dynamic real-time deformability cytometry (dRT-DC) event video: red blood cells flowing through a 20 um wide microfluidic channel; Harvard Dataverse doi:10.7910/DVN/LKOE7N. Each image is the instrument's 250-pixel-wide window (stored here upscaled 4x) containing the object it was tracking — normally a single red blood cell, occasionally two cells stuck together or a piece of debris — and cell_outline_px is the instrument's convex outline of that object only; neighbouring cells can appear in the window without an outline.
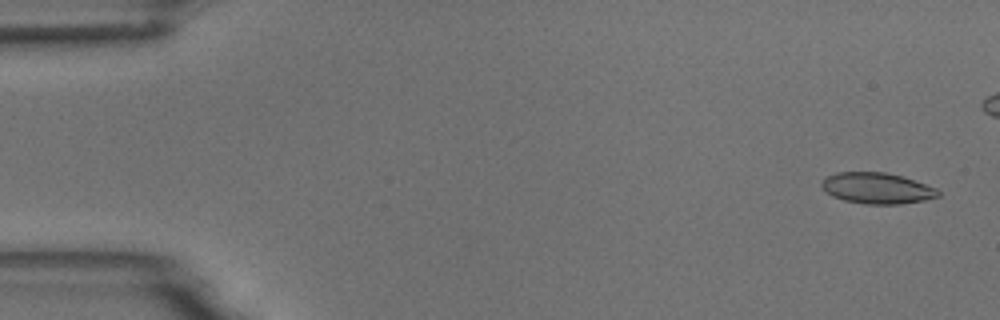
{"species": "common noctule bat (a hibernating species)", "species_latin": "Nyctalus noctula", "temperature_condition": "room temperature", "stored_images_in_passage": 5, "camera_frame_rate_fps": 3000, "um_per_image_px": 0.085, "animal": {"sex": "male", "body_mass_g": 18.8}, "frame": {"image": 1, "passage_image": 1, "time_ms": 0.0, "image_size_px": [1000, 320], "cell_outline_px": [[940, 196], [924, 200], [900, 204], [864, 204], [844, 200], [832, 196], [820, 184], [828, 176], [836, 172], [884, 172], [900, 176], [936, 188], [940, 192]], "centroid_in_image_um": [74.55, 16.0], "position_along_channel_um": 10.5, "area_um2": 20.75}}